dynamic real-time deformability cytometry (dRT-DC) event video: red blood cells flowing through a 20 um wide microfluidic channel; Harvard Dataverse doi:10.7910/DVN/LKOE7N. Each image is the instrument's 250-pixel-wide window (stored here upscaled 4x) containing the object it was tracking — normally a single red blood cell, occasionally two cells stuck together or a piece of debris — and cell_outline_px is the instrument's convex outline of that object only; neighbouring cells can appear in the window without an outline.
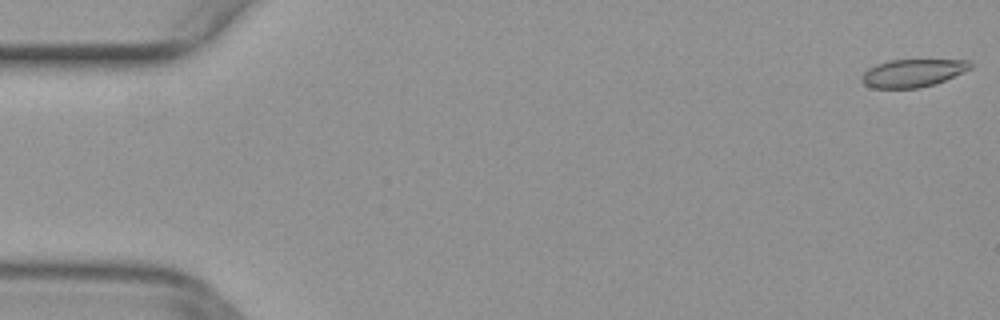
{"species": "common noctule bat (a hibernating species)", "species_latin": "Nyctalus noctula", "temperature_condition": "warm", "stored_images_in_passage": 8, "camera_frame_rate_fps": 3000, "um_per_image_px": 0.085, "animal": {"sex": "female", "body_mass_g": 29.2, "forearm_length_mm": 56.3}, "frame": {"image": 1, "passage_image": 1, "time_ms": 0.0, "image_size_px": [1000, 320], "cell_outline_px": [[972, 68], [944, 80], [920, 88], [872, 88], [864, 84], [860, 80], [860, 76], [868, 68], [876, 64], [888, 60], [968, 60], [972, 64]], "centroid_in_image_um": [77.53, 6.2], "position_along_channel_um": 7.5, "area_um2": 17.57}}